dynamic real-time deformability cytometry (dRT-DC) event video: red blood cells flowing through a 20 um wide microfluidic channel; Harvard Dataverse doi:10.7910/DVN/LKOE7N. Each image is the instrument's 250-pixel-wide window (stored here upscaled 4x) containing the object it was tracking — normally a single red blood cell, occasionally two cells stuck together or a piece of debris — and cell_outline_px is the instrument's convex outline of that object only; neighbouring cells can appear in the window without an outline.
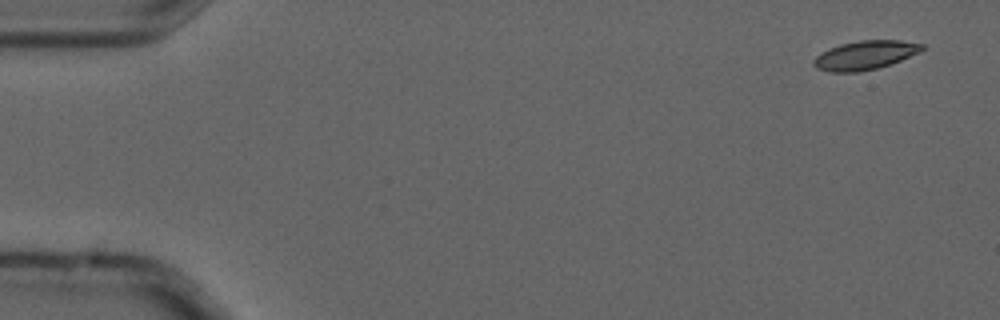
{"species": "common noctule bat (a hibernating species)", "species_latin": "Nyctalus noctula", "temperature_condition": "cold", "stored_images_in_passage": 4, "camera_frame_rate_fps": 3000, "um_per_image_px": 0.085, "animal": {"sex": "male", "forearm_length_mm": 52.5}, "frame": {"image": 1, "passage_image": 1, "time_ms": 0.0, "image_size_px": [1000, 320], "cell_outline_px": [[924, 48], [920, 52], [900, 60], [876, 68], [860, 72], [828, 72], [816, 68], [812, 64], [812, 60], [820, 52], [828, 48], [840, 44], [860, 40], [900, 40], [924, 44]], "centroid_in_image_um": [73.48, 4.69], "position_along_channel_um": 11.5, "area_um2": 18.32}}
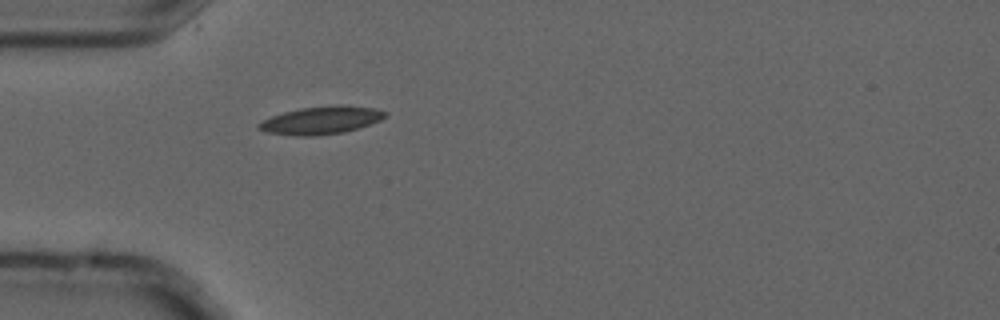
{"frame": {"image": 2, "passage_image": 4, "time_ms": 1.0, "image_size_px": [1000, 320], "cell_outline_px": [[388, 116], [380, 120], [360, 128], [344, 132], [316, 136], [296, 136], [268, 132], [256, 128], [256, 124], [272, 116], [284, 112], [300, 108], [340, 104], [344, 104], [372, 108], [388, 112]], "centroid_in_image_um": [27.33, 10.22], "position_along_channel_um": 57.7, "area_um2": 20.63}}